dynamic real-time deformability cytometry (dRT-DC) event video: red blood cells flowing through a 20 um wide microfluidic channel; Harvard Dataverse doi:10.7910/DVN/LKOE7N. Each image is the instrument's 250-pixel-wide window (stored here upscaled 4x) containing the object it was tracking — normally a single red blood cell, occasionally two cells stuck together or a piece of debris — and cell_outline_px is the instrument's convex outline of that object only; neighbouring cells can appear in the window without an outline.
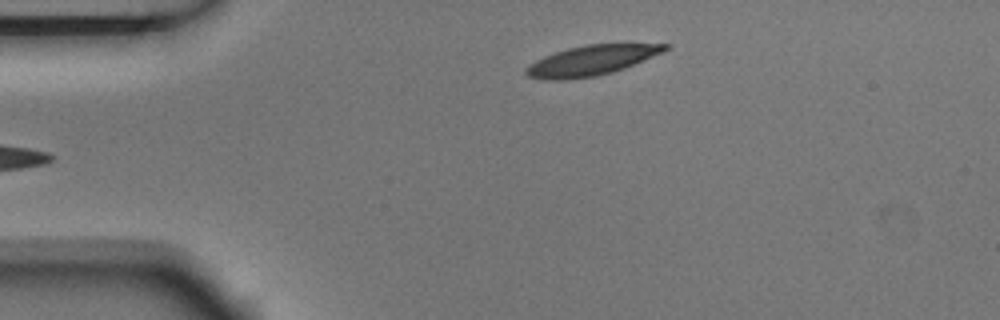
{"species": "Egyptian fruit bat (a non-hibernating species)", "species_latin": "Rousettus aegyptiacus", "temperature_condition": "room temperature", "stored_images_in_passage": 5, "camera_frame_rate_fps": 3000, "um_per_image_px": 0.085, "animal": {"sex": "male"}, "frame": {"image": 1, "passage_image": 5, "time_ms": 1.333, "image_size_px": [1000, 320], "cell_outline_px": [[672, 44], [664, 52], [624, 68], [612, 72], [596, 76], [564, 80], [548, 80], [528, 76], [524, 72], [524, 68], [528, 64], [544, 56], [568, 48], [584, 44]], "centroid_in_image_um": [50.24, 5.14], "position_along_channel_um": 34.8, "area_um2": 24.28}}